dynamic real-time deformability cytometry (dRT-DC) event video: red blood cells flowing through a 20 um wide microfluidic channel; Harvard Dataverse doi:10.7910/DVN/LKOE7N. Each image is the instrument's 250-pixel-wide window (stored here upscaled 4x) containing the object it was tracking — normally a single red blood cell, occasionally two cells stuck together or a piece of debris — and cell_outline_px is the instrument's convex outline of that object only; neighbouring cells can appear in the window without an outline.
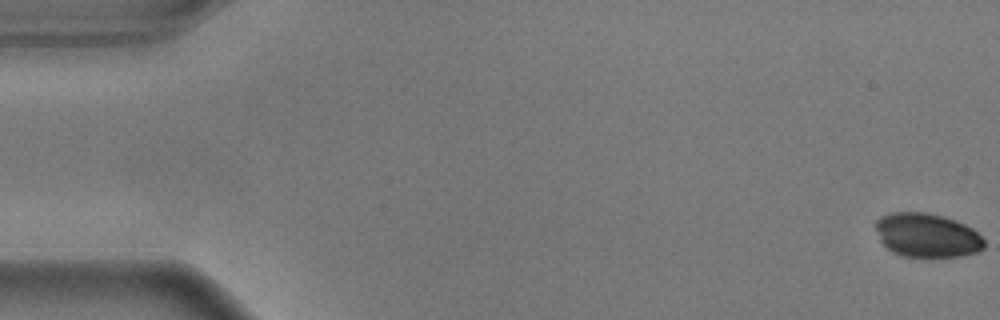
{"species": "common noctule bat (a hibernating species)", "species_latin": "Nyctalus noctula", "temperature_condition": "warm", "stored_images_in_passage": 10, "camera_frame_rate_fps": 3000, "um_per_image_px": 0.085, "animal": {"sex": "male", "body_mass_g": 17.9}, "frame": {"image": 1, "passage_image": 1, "time_ms": 0.0, "image_size_px": [1000, 320], "cell_outline_px": [[984, 248], [976, 252], [960, 256], [904, 256], [892, 252], [880, 240], [876, 228], [876, 220], [880, 216], [892, 212], [928, 212], [944, 216], [956, 220], [972, 228], [984, 240]], "centroid_in_image_um": [78.79, 19.98], "position_along_channel_um": 6.2, "area_um2": 27.69}}